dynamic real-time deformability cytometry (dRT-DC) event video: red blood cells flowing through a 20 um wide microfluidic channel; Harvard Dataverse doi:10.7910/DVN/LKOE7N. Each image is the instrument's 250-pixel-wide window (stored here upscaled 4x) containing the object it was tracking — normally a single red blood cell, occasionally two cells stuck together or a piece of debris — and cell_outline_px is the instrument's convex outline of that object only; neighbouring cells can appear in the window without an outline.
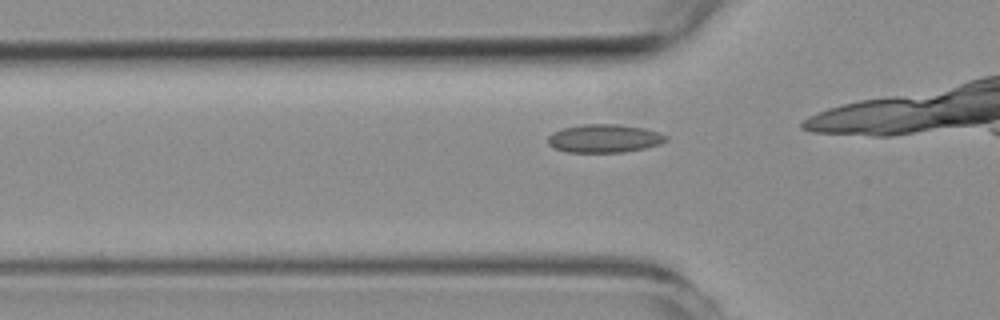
{"species": "common noctule bat (a hibernating species)", "species_latin": "Nyctalus noctula", "temperature_condition": "room temperature", "stored_images_in_passage": 10, "camera_frame_rate_fps": 3000, "um_per_image_px": 0.085, "animal": {"sex": "female", "body_mass_g": 19.3, "forearm_length_mm": 54.1}, "frame": {"image": 1, "passage_image": 5, "time_ms": 1.333, "image_size_px": [1000, 320], "cell_outline_px": [[668, 140], [660, 144], [644, 148], [624, 152], [568, 152], [556, 148], [548, 144], [548, 136], [552, 132], [564, 128], [580, 124], [620, 124], [644, 128], [660, 132], [668, 136]], "centroid_in_image_um": [51.39, 11.76], "position_along_channel_um": 74.4, "area_um2": 19.54}}
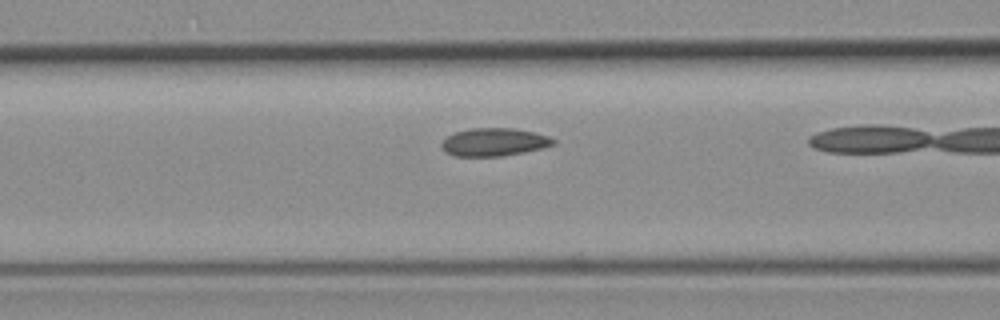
{"frame": {"image": 2, "passage_image": 9, "time_ms": 2.667, "image_size_px": [1000, 320], "cell_outline_px": [[556, 144], [524, 152], [500, 156], [456, 156], [444, 152], [440, 144], [448, 136], [456, 132], [472, 128], [516, 128], [536, 132], [548, 136], [556, 140]], "centroid_in_image_um": [42.01, 12.07], "position_along_channel_um": 124.6, "area_um2": 18.21}}